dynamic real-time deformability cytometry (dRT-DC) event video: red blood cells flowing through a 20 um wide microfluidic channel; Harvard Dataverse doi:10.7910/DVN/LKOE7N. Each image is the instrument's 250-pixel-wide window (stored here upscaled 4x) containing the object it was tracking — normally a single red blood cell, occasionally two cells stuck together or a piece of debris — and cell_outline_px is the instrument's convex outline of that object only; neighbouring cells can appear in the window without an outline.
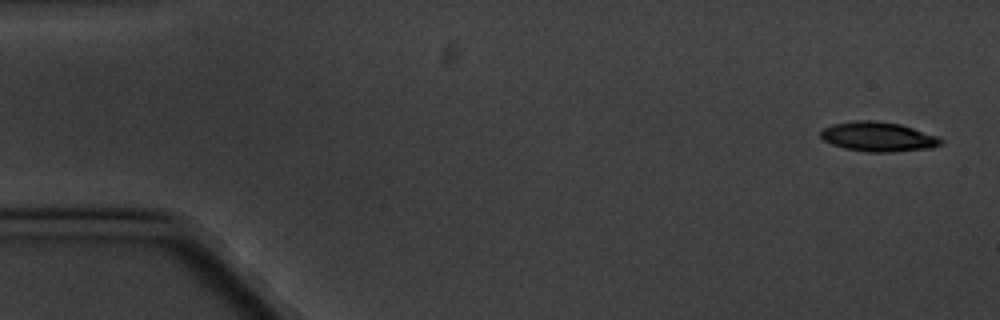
{"species": "common noctule bat (a hibernating species)", "species_latin": "Nyctalus noctula", "temperature_condition": "cold", "stored_images_in_passage": 4, "camera_frame_rate_fps": 3000, "um_per_image_px": 0.085, "animal": {"sex": "male", "body_mass_g": 20.1, "forearm_length_mm": 53.5}, "frame": {"image": 1, "passage_image": 1, "time_ms": 0.0, "image_size_px": [1000, 320], "cell_outline_px": [[944, 140], [940, 144], [932, 148], [888, 152], [868, 152], [844, 148], [832, 144], [824, 140], [820, 136], [820, 132], [824, 128], [832, 124], [856, 120], [876, 120], [900, 124], [936, 136]], "centroid_in_image_um": [74.62, 11.62], "position_along_channel_um": 10.4, "area_um2": 20.58}}